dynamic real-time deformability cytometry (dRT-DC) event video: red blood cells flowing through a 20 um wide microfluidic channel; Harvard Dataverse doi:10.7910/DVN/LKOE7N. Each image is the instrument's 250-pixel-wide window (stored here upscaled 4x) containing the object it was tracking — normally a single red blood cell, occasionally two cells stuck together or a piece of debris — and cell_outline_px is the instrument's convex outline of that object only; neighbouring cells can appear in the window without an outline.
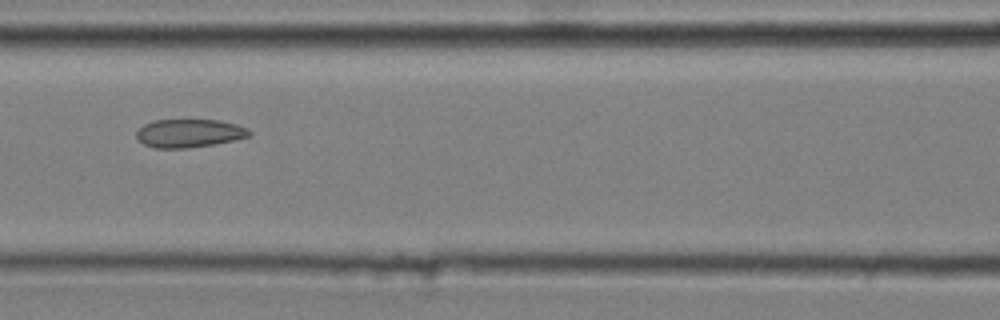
{"species": "common noctule bat (a hibernating species)", "species_latin": "Nyctalus noctula", "temperature_condition": "cold", "stored_images_in_passage": 9, "camera_frame_rate_fps": 3000, "um_per_image_px": 0.085, "animal": {"sex": "male", "body_mass_g": 20.4}, "frame": {"image": 1, "passage_image": 6, "time_ms": 1.667, "image_size_px": [1000, 320], "cell_outline_px": [[252, 136], [236, 140], [188, 148], [152, 148], [144, 144], [136, 136], [136, 132], [144, 124], [152, 120], [220, 120], [236, 124], [248, 128], [252, 132]], "centroid_in_image_um": [16.11, 11.32], "position_along_channel_um": 150.5, "area_um2": 18.73}}
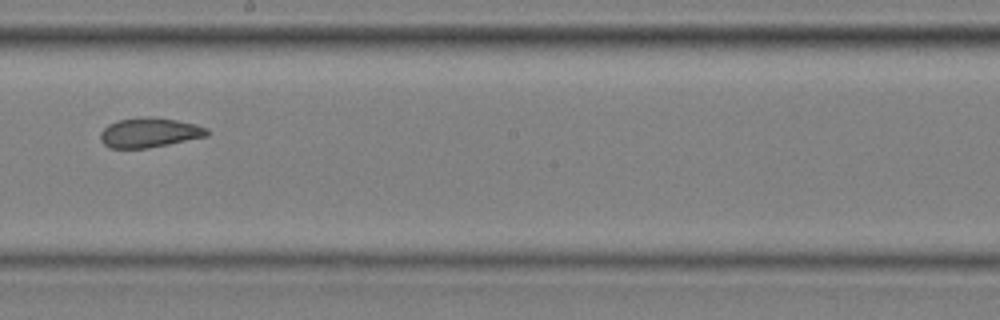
{"frame": {"image": 2, "passage_image": 8, "time_ms": 2.333, "image_size_px": [1000, 320], "cell_outline_px": [[208, 136], [148, 148], [108, 148], [100, 140], [100, 132], [108, 124], [116, 120], [144, 116], [176, 120], [196, 124], [208, 128]], "centroid_in_image_um": [12.67, 11.27], "position_along_channel_um": 235.5, "area_um2": 18.5}}
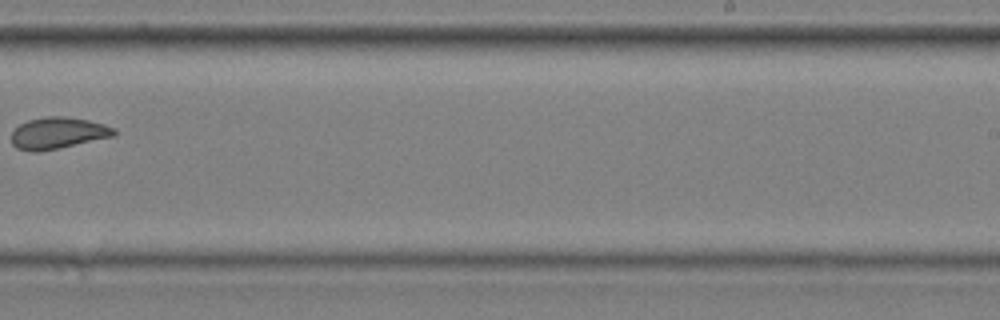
{"frame": {"image": 3, "passage_image": 9, "time_ms": 2.667, "image_size_px": [1000, 320], "cell_outline_px": [[116, 136], [40, 152], [28, 152], [16, 148], [12, 144], [12, 132], [20, 124], [28, 120], [48, 116], [64, 116], [88, 120], [104, 124], [116, 128]], "centroid_in_image_um": [4.94, 11.32], "position_along_channel_um": 284.1, "area_um2": 19.07}}